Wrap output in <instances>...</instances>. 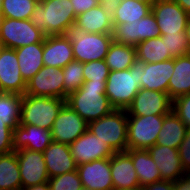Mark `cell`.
<instances>
[{
	"mask_svg": "<svg viewBox=\"0 0 190 190\" xmlns=\"http://www.w3.org/2000/svg\"><path fill=\"white\" fill-rule=\"evenodd\" d=\"M76 17L70 0H42L29 20L46 36L66 35L73 29Z\"/></svg>",
	"mask_w": 190,
	"mask_h": 190,
	"instance_id": "cell-1",
	"label": "cell"
},
{
	"mask_svg": "<svg viewBox=\"0 0 190 190\" xmlns=\"http://www.w3.org/2000/svg\"><path fill=\"white\" fill-rule=\"evenodd\" d=\"M106 82L84 81L83 85L70 93L66 103L87 123L108 115L114 108L105 94Z\"/></svg>",
	"mask_w": 190,
	"mask_h": 190,
	"instance_id": "cell-2",
	"label": "cell"
},
{
	"mask_svg": "<svg viewBox=\"0 0 190 190\" xmlns=\"http://www.w3.org/2000/svg\"><path fill=\"white\" fill-rule=\"evenodd\" d=\"M144 67L145 63L136 59L127 70L110 71L106 80L105 94L114 109L127 110L132 104L141 89L140 68Z\"/></svg>",
	"mask_w": 190,
	"mask_h": 190,
	"instance_id": "cell-3",
	"label": "cell"
},
{
	"mask_svg": "<svg viewBox=\"0 0 190 190\" xmlns=\"http://www.w3.org/2000/svg\"><path fill=\"white\" fill-rule=\"evenodd\" d=\"M66 103L62 98L23 95L20 123L51 130L58 112Z\"/></svg>",
	"mask_w": 190,
	"mask_h": 190,
	"instance_id": "cell-4",
	"label": "cell"
},
{
	"mask_svg": "<svg viewBox=\"0 0 190 190\" xmlns=\"http://www.w3.org/2000/svg\"><path fill=\"white\" fill-rule=\"evenodd\" d=\"M88 130L114 152L127 150V111L114 109L108 115L88 123Z\"/></svg>",
	"mask_w": 190,
	"mask_h": 190,
	"instance_id": "cell-5",
	"label": "cell"
},
{
	"mask_svg": "<svg viewBox=\"0 0 190 190\" xmlns=\"http://www.w3.org/2000/svg\"><path fill=\"white\" fill-rule=\"evenodd\" d=\"M68 35L71 39L74 58L82 63L105 60L109 46L113 42L112 34L71 30Z\"/></svg>",
	"mask_w": 190,
	"mask_h": 190,
	"instance_id": "cell-6",
	"label": "cell"
},
{
	"mask_svg": "<svg viewBox=\"0 0 190 190\" xmlns=\"http://www.w3.org/2000/svg\"><path fill=\"white\" fill-rule=\"evenodd\" d=\"M164 116H127V149L147 150L155 145Z\"/></svg>",
	"mask_w": 190,
	"mask_h": 190,
	"instance_id": "cell-7",
	"label": "cell"
},
{
	"mask_svg": "<svg viewBox=\"0 0 190 190\" xmlns=\"http://www.w3.org/2000/svg\"><path fill=\"white\" fill-rule=\"evenodd\" d=\"M46 35L29 19H0V42L4 48L16 49L26 45L44 42Z\"/></svg>",
	"mask_w": 190,
	"mask_h": 190,
	"instance_id": "cell-8",
	"label": "cell"
},
{
	"mask_svg": "<svg viewBox=\"0 0 190 190\" xmlns=\"http://www.w3.org/2000/svg\"><path fill=\"white\" fill-rule=\"evenodd\" d=\"M113 41L136 47L140 42L160 36L152 11L135 22L113 23Z\"/></svg>",
	"mask_w": 190,
	"mask_h": 190,
	"instance_id": "cell-9",
	"label": "cell"
},
{
	"mask_svg": "<svg viewBox=\"0 0 190 190\" xmlns=\"http://www.w3.org/2000/svg\"><path fill=\"white\" fill-rule=\"evenodd\" d=\"M63 77L62 68L43 66L27 81L24 95L64 99Z\"/></svg>",
	"mask_w": 190,
	"mask_h": 190,
	"instance_id": "cell-10",
	"label": "cell"
},
{
	"mask_svg": "<svg viewBox=\"0 0 190 190\" xmlns=\"http://www.w3.org/2000/svg\"><path fill=\"white\" fill-rule=\"evenodd\" d=\"M151 11L160 30V36L185 32L190 15L174 0H157Z\"/></svg>",
	"mask_w": 190,
	"mask_h": 190,
	"instance_id": "cell-11",
	"label": "cell"
},
{
	"mask_svg": "<svg viewBox=\"0 0 190 190\" xmlns=\"http://www.w3.org/2000/svg\"><path fill=\"white\" fill-rule=\"evenodd\" d=\"M87 129L88 123L65 103L52 126V141L70 145Z\"/></svg>",
	"mask_w": 190,
	"mask_h": 190,
	"instance_id": "cell-12",
	"label": "cell"
},
{
	"mask_svg": "<svg viewBox=\"0 0 190 190\" xmlns=\"http://www.w3.org/2000/svg\"><path fill=\"white\" fill-rule=\"evenodd\" d=\"M172 110L168 93L141 88L127 108V116L167 115Z\"/></svg>",
	"mask_w": 190,
	"mask_h": 190,
	"instance_id": "cell-13",
	"label": "cell"
},
{
	"mask_svg": "<svg viewBox=\"0 0 190 190\" xmlns=\"http://www.w3.org/2000/svg\"><path fill=\"white\" fill-rule=\"evenodd\" d=\"M76 165L110 158L115 152L88 129L69 145Z\"/></svg>",
	"mask_w": 190,
	"mask_h": 190,
	"instance_id": "cell-14",
	"label": "cell"
},
{
	"mask_svg": "<svg viewBox=\"0 0 190 190\" xmlns=\"http://www.w3.org/2000/svg\"><path fill=\"white\" fill-rule=\"evenodd\" d=\"M22 189L48 182L43 152L20 149L16 151Z\"/></svg>",
	"mask_w": 190,
	"mask_h": 190,
	"instance_id": "cell-15",
	"label": "cell"
},
{
	"mask_svg": "<svg viewBox=\"0 0 190 190\" xmlns=\"http://www.w3.org/2000/svg\"><path fill=\"white\" fill-rule=\"evenodd\" d=\"M27 82L21 75L15 49L0 51V92L24 95Z\"/></svg>",
	"mask_w": 190,
	"mask_h": 190,
	"instance_id": "cell-16",
	"label": "cell"
},
{
	"mask_svg": "<svg viewBox=\"0 0 190 190\" xmlns=\"http://www.w3.org/2000/svg\"><path fill=\"white\" fill-rule=\"evenodd\" d=\"M82 186L88 190H114L110 158L98 159L77 166Z\"/></svg>",
	"mask_w": 190,
	"mask_h": 190,
	"instance_id": "cell-17",
	"label": "cell"
},
{
	"mask_svg": "<svg viewBox=\"0 0 190 190\" xmlns=\"http://www.w3.org/2000/svg\"><path fill=\"white\" fill-rule=\"evenodd\" d=\"M113 26L111 6L98 4L96 7L79 14L72 30L112 34Z\"/></svg>",
	"mask_w": 190,
	"mask_h": 190,
	"instance_id": "cell-18",
	"label": "cell"
},
{
	"mask_svg": "<svg viewBox=\"0 0 190 190\" xmlns=\"http://www.w3.org/2000/svg\"><path fill=\"white\" fill-rule=\"evenodd\" d=\"M42 59L44 66L55 68H63L75 60L70 36L68 34L46 36Z\"/></svg>",
	"mask_w": 190,
	"mask_h": 190,
	"instance_id": "cell-19",
	"label": "cell"
},
{
	"mask_svg": "<svg viewBox=\"0 0 190 190\" xmlns=\"http://www.w3.org/2000/svg\"><path fill=\"white\" fill-rule=\"evenodd\" d=\"M13 149H27L43 152L52 142L51 130L29 125L19 124L13 130Z\"/></svg>",
	"mask_w": 190,
	"mask_h": 190,
	"instance_id": "cell-20",
	"label": "cell"
},
{
	"mask_svg": "<svg viewBox=\"0 0 190 190\" xmlns=\"http://www.w3.org/2000/svg\"><path fill=\"white\" fill-rule=\"evenodd\" d=\"M161 175V180L176 181L184 176L185 171L178 149L163 145H153L147 149Z\"/></svg>",
	"mask_w": 190,
	"mask_h": 190,
	"instance_id": "cell-21",
	"label": "cell"
},
{
	"mask_svg": "<svg viewBox=\"0 0 190 190\" xmlns=\"http://www.w3.org/2000/svg\"><path fill=\"white\" fill-rule=\"evenodd\" d=\"M110 171L114 190H130L140 187L131 156L126 151L115 152L110 157Z\"/></svg>",
	"mask_w": 190,
	"mask_h": 190,
	"instance_id": "cell-22",
	"label": "cell"
},
{
	"mask_svg": "<svg viewBox=\"0 0 190 190\" xmlns=\"http://www.w3.org/2000/svg\"><path fill=\"white\" fill-rule=\"evenodd\" d=\"M174 70V58L157 62L145 63L140 68V87L168 93V83Z\"/></svg>",
	"mask_w": 190,
	"mask_h": 190,
	"instance_id": "cell-23",
	"label": "cell"
},
{
	"mask_svg": "<svg viewBox=\"0 0 190 190\" xmlns=\"http://www.w3.org/2000/svg\"><path fill=\"white\" fill-rule=\"evenodd\" d=\"M43 155L49 177H55L77 169L68 144L52 141L43 151Z\"/></svg>",
	"mask_w": 190,
	"mask_h": 190,
	"instance_id": "cell-24",
	"label": "cell"
},
{
	"mask_svg": "<svg viewBox=\"0 0 190 190\" xmlns=\"http://www.w3.org/2000/svg\"><path fill=\"white\" fill-rule=\"evenodd\" d=\"M126 152L131 156L140 187L161 180L158 167L151 158L148 150L127 149Z\"/></svg>",
	"mask_w": 190,
	"mask_h": 190,
	"instance_id": "cell-25",
	"label": "cell"
},
{
	"mask_svg": "<svg viewBox=\"0 0 190 190\" xmlns=\"http://www.w3.org/2000/svg\"><path fill=\"white\" fill-rule=\"evenodd\" d=\"M15 51L21 75L27 82L44 66L43 42L16 48Z\"/></svg>",
	"mask_w": 190,
	"mask_h": 190,
	"instance_id": "cell-26",
	"label": "cell"
},
{
	"mask_svg": "<svg viewBox=\"0 0 190 190\" xmlns=\"http://www.w3.org/2000/svg\"><path fill=\"white\" fill-rule=\"evenodd\" d=\"M190 93V54L174 58V70L168 83V96L173 101Z\"/></svg>",
	"mask_w": 190,
	"mask_h": 190,
	"instance_id": "cell-27",
	"label": "cell"
},
{
	"mask_svg": "<svg viewBox=\"0 0 190 190\" xmlns=\"http://www.w3.org/2000/svg\"><path fill=\"white\" fill-rule=\"evenodd\" d=\"M188 128L171 110L164 116L162 128L158 134L156 145L168 146L178 149L183 141Z\"/></svg>",
	"mask_w": 190,
	"mask_h": 190,
	"instance_id": "cell-28",
	"label": "cell"
},
{
	"mask_svg": "<svg viewBox=\"0 0 190 190\" xmlns=\"http://www.w3.org/2000/svg\"><path fill=\"white\" fill-rule=\"evenodd\" d=\"M151 5L138 0H118L111 6L113 23H129L140 20L151 12Z\"/></svg>",
	"mask_w": 190,
	"mask_h": 190,
	"instance_id": "cell-29",
	"label": "cell"
},
{
	"mask_svg": "<svg viewBox=\"0 0 190 190\" xmlns=\"http://www.w3.org/2000/svg\"><path fill=\"white\" fill-rule=\"evenodd\" d=\"M0 190H22L16 151L0 155Z\"/></svg>",
	"mask_w": 190,
	"mask_h": 190,
	"instance_id": "cell-30",
	"label": "cell"
},
{
	"mask_svg": "<svg viewBox=\"0 0 190 190\" xmlns=\"http://www.w3.org/2000/svg\"><path fill=\"white\" fill-rule=\"evenodd\" d=\"M136 59V47L113 41L109 46L105 62L110 71H121L129 69Z\"/></svg>",
	"mask_w": 190,
	"mask_h": 190,
	"instance_id": "cell-31",
	"label": "cell"
},
{
	"mask_svg": "<svg viewBox=\"0 0 190 190\" xmlns=\"http://www.w3.org/2000/svg\"><path fill=\"white\" fill-rule=\"evenodd\" d=\"M137 59L144 63H157L172 59L161 36L140 42L136 46Z\"/></svg>",
	"mask_w": 190,
	"mask_h": 190,
	"instance_id": "cell-32",
	"label": "cell"
},
{
	"mask_svg": "<svg viewBox=\"0 0 190 190\" xmlns=\"http://www.w3.org/2000/svg\"><path fill=\"white\" fill-rule=\"evenodd\" d=\"M37 3V0H2V17L30 19Z\"/></svg>",
	"mask_w": 190,
	"mask_h": 190,
	"instance_id": "cell-33",
	"label": "cell"
},
{
	"mask_svg": "<svg viewBox=\"0 0 190 190\" xmlns=\"http://www.w3.org/2000/svg\"><path fill=\"white\" fill-rule=\"evenodd\" d=\"M64 75V100L68 95L77 91L84 83L83 63L73 60L62 68Z\"/></svg>",
	"mask_w": 190,
	"mask_h": 190,
	"instance_id": "cell-34",
	"label": "cell"
},
{
	"mask_svg": "<svg viewBox=\"0 0 190 190\" xmlns=\"http://www.w3.org/2000/svg\"><path fill=\"white\" fill-rule=\"evenodd\" d=\"M23 96L0 92V120H20Z\"/></svg>",
	"mask_w": 190,
	"mask_h": 190,
	"instance_id": "cell-35",
	"label": "cell"
},
{
	"mask_svg": "<svg viewBox=\"0 0 190 190\" xmlns=\"http://www.w3.org/2000/svg\"><path fill=\"white\" fill-rule=\"evenodd\" d=\"M161 38L165 41V46L167 47V50H169L172 58L190 54V45L185 32H179L178 34H165L161 35Z\"/></svg>",
	"mask_w": 190,
	"mask_h": 190,
	"instance_id": "cell-36",
	"label": "cell"
},
{
	"mask_svg": "<svg viewBox=\"0 0 190 190\" xmlns=\"http://www.w3.org/2000/svg\"><path fill=\"white\" fill-rule=\"evenodd\" d=\"M48 183L51 190H80L83 187L77 170L50 177Z\"/></svg>",
	"mask_w": 190,
	"mask_h": 190,
	"instance_id": "cell-37",
	"label": "cell"
},
{
	"mask_svg": "<svg viewBox=\"0 0 190 190\" xmlns=\"http://www.w3.org/2000/svg\"><path fill=\"white\" fill-rule=\"evenodd\" d=\"M109 73L110 69L105 60L83 63L84 81L92 80L96 83L106 82Z\"/></svg>",
	"mask_w": 190,
	"mask_h": 190,
	"instance_id": "cell-38",
	"label": "cell"
},
{
	"mask_svg": "<svg viewBox=\"0 0 190 190\" xmlns=\"http://www.w3.org/2000/svg\"><path fill=\"white\" fill-rule=\"evenodd\" d=\"M20 120H0V155L13 152V130Z\"/></svg>",
	"mask_w": 190,
	"mask_h": 190,
	"instance_id": "cell-39",
	"label": "cell"
},
{
	"mask_svg": "<svg viewBox=\"0 0 190 190\" xmlns=\"http://www.w3.org/2000/svg\"><path fill=\"white\" fill-rule=\"evenodd\" d=\"M172 110L190 129V93L177 97L172 101Z\"/></svg>",
	"mask_w": 190,
	"mask_h": 190,
	"instance_id": "cell-40",
	"label": "cell"
},
{
	"mask_svg": "<svg viewBox=\"0 0 190 190\" xmlns=\"http://www.w3.org/2000/svg\"><path fill=\"white\" fill-rule=\"evenodd\" d=\"M178 152L183 170L185 172L190 171V129L187 130L186 135L178 148Z\"/></svg>",
	"mask_w": 190,
	"mask_h": 190,
	"instance_id": "cell-41",
	"label": "cell"
},
{
	"mask_svg": "<svg viewBox=\"0 0 190 190\" xmlns=\"http://www.w3.org/2000/svg\"><path fill=\"white\" fill-rule=\"evenodd\" d=\"M70 1L73 5L74 13L76 16L91 8L96 7L99 4L98 0H70Z\"/></svg>",
	"mask_w": 190,
	"mask_h": 190,
	"instance_id": "cell-42",
	"label": "cell"
},
{
	"mask_svg": "<svg viewBox=\"0 0 190 190\" xmlns=\"http://www.w3.org/2000/svg\"><path fill=\"white\" fill-rule=\"evenodd\" d=\"M142 190H174V182L168 180H160L142 186Z\"/></svg>",
	"mask_w": 190,
	"mask_h": 190,
	"instance_id": "cell-43",
	"label": "cell"
},
{
	"mask_svg": "<svg viewBox=\"0 0 190 190\" xmlns=\"http://www.w3.org/2000/svg\"><path fill=\"white\" fill-rule=\"evenodd\" d=\"M174 190H190V171L185 172L184 176L174 181Z\"/></svg>",
	"mask_w": 190,
	"mask_h": 190,
	"instance_id": "cell-44",
	"label": "cell"
},
{
	"mask_svg": "<svg viewBox=\"0 0 190 190\" xmlns=\"http://www.w3.org/2000/svg\"><path fill=\"white\" fill-rule=\"evenodd\" d=\"M22 190H51V189H50L49 183L45 182L43 184H39V185L24 188Z\"/></svg>",
	"mask_w": 190,
	"mask_h": 190,
	"instance_id": "cell-45",
	"label": "cell"
},
{
	"mask_svg": "<svg viewBox=\"0 0 190 190\" xmlns=\"http://www.w3.org/2000/svg\"><path fill=\"white\" fill-rule=\"evenodd\" d=\"M190 15V0H174Z\"/></svg>",
	"mask_w": 190,
	"mask_h": 190,
	"instance_id": "cell-46",
	"label": "cell"
},
{
	"mask_svg": "<svg viewBox=\"0 0 190 190\" xmlns=\"http://www.w3.org/2000/svg\"><path fill=\"white\" fill-rule=\"evenodd\" d=\"M118 0H98L99 4L112 6L114 5Z\"/></svg>",
	"mask_w": 190,
	"mask_h": 190,
	"instance_id": "cell-47",
	"label": "cell"
},
{
	"mask_svg": "<svg viewBox=\"0 0 190 190\" xmlns=\"http://www.w3.org/2000/svg\"><path fill=\"white\" fill-rule=\"evenodd\" d=\"M185 34H186L188 43L190 45V17H189V19L187 21V25H186V28H185Z\"/></svg>",
	"mask_w": 190,
	"mask_h": 190,
	"instance_id": "cell-48",
	"label": "cell"
},
{
	"mask_svg": "<svg viewBox=\"0 0 190 190\" xmlns=\"http://www.w3.org/2000/svg\"><path fill=\"white\" fill-rule=\"evenodd\" d=\"M138 1L149 4L152 6L157 0H138Z\"/></svg>",
	"mask_w": 190,
	"mask_h": 190,
	"instance_id": "cell-49",
	"label": "cell"
},
{
	"mask_svg": "<svg viewBox=\"0 0 190 190\" xmlns=\"http://www.w3.org/2000/svg\"><path fill=\"white\" fill-rule=\"evenodd\" d=\"M2 0H0V19L2 18Z\"/></svg>",
	"mask_w": 190,
	"mask_h": 190,
	"instance_id": "cell-50",
	"label": "cell"
},
{
	"mask_svg": "<svg viewBox=\"0 0 190 190\" xmlns=\"http://www.w3.org/2000/svg\"><path fill=\"white\" fill-rule=\"evenodd\" d=\"M130 190H142V187H138L136 189H130Z\"/></svg>",
	"mask_w": 190,
	"mask_h": 190,
	"instance_id": "cell-51",
	"label": "cell"
},
{
	"mask_svg": "<svg viewBox=\"0 0 190 190\" xmlns=\"http://www.w3.org/2000/svg\"><path fill=\"white\" fill-rule=\"evenodd\" d=\"M3 49V45L2 43L0 42V51Z\"/></svg>",
	"mask_w": 190,
	"mask_h": 190,
	"instance_id": "cell-52",
	"label": "cell"
}]
</instances>
